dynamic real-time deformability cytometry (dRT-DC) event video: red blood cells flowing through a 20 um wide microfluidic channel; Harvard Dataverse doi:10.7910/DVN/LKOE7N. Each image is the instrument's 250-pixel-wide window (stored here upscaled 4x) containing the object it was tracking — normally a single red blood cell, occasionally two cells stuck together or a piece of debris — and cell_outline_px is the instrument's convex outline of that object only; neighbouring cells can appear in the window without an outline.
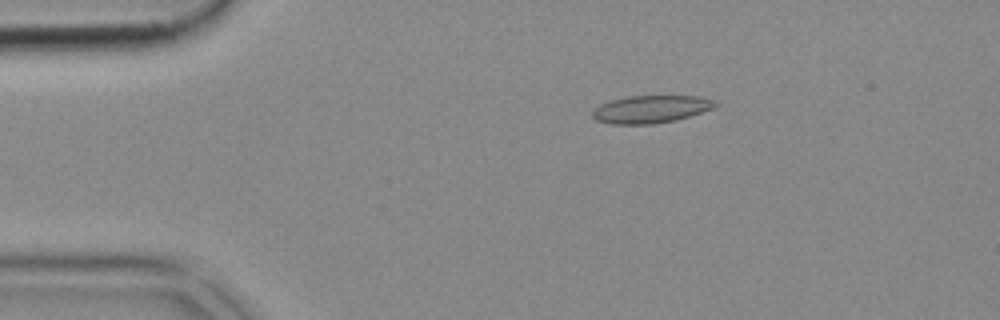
{"species": "common noctule bat (a hibernating species)", "species_latin": "Nyctalus noctula", "temperature_condition": "cold", "stored_images_in_passage": 52, "camera_frame_rate_fps": 3000, "um_per_image_px": 0.085, "animal": {"sex": "female", "body_mass_g": 18.4}, "frame": {"image": 1, "passage_image": 9, "time_ms": 2.667, "image_size_px": [1000, 320], "cell_outline_px": [[720, 104], [716, 108], [676, 120], [652, 124], [612, 124], [596, 120], [592, 116], [592, 112], [600, 104], [612, 100], [628, 96], [700, 96], [712, 100]], "centroid_in_image_um": [55.36, 9.28], "position_along_channel_um": 29.6, "area_um2": 19.77}}
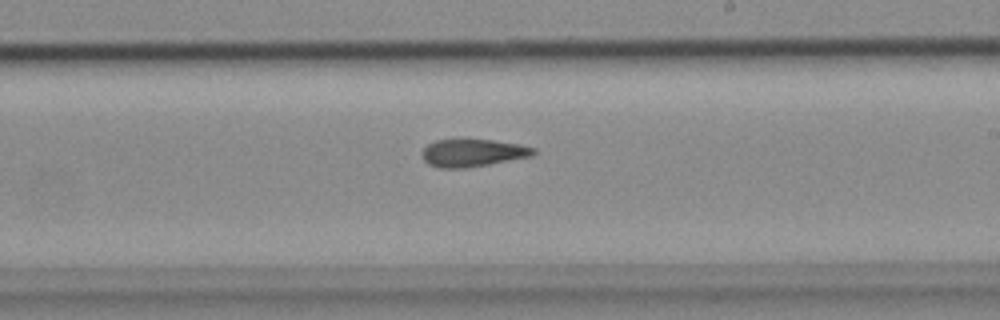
{"frame": {"image": 2, "passage_image": 30, "time_ms": 9.667, "image_size_px": [1000, 320], "cell_outline_px": [[536, 152], [532, 156], [488, 164], [464, 168], [440, 168], [428, 164], [424, 160], [424, 148], [428, 144], [436, 140], [492, 140], [520, 144], [536, 148]], "centroid_in_image_um": [40.22, 12.99], "position_along_channel_um": 248.8, "area_um2": 17.63}}
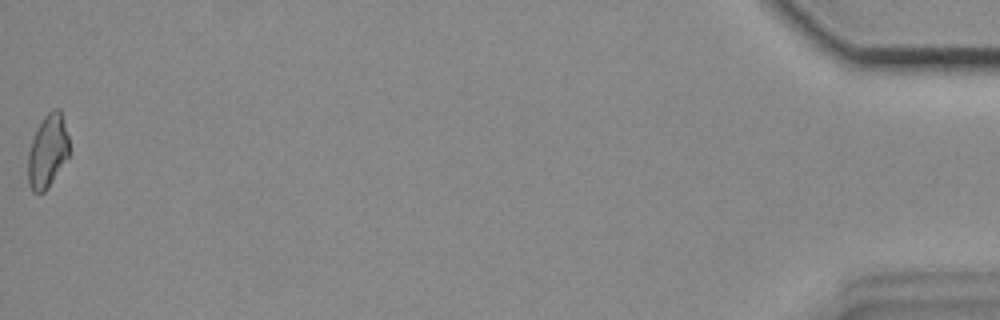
{"frame": {"image": 3, "passage_image": 52, "time_ms": 17.0, "image_size_px": [1000, 320], "cell_outline_px": [[68, 156], [48, 188], [44, 192], [32, 192], [28, 184], [28, 152], [36, 128], [44, 116], [52, 108], [60, 108], [68, 136]], "centroid_in_image_um": [4.03, 12.83], "position_along_channel_um": 431.2, "area_um2": 17.51}}